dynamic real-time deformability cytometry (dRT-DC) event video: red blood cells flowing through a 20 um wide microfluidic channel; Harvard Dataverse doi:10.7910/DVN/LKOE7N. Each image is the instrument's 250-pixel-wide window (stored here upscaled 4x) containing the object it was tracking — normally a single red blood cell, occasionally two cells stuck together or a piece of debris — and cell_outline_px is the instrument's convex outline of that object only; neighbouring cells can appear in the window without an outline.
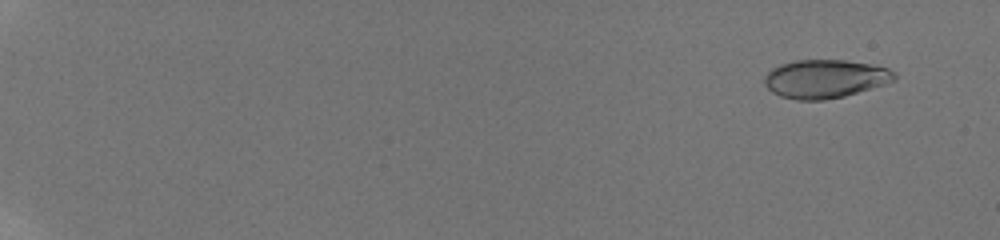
{"species": "human", "species_latin": "Homo sapiens", "temperature_condition": "room temperature", "stored_images_in_passage": 59, "camera_frame_rate_fps": 3000, "um_per_image_px": 0.085, "donor": {"sex": "male"}, "frame": {"image": 1, "passage_image": 5, "time_ms": 1.333, "image_size_px": [1000, 240], "cell_outline_px": [[896, 80], [844, 96], [824, 100], [796, 100], [780, 96], [772, 92], [764, 84], [764, 76], [772, 68], [780, 64], [796, 60], [844, 60], [868, 64], [888, 68], [896, 72]], "centroid_in_image_um": [70.1, 6.7], "position_along_channel_um": 14.9, "area_um2": 29.02}}
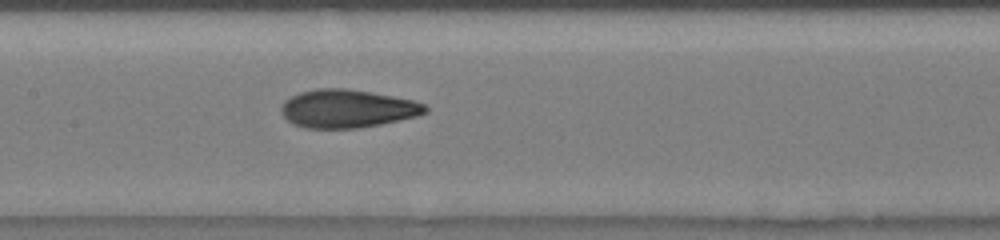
{"frame": {"image": 2, "passage_image": 34, "time_ms": 11.0, "image_size_px": [1000, 240], "cell_outline_px": [[428, 112], [420, 116], [360, 128], [304, 128], [292, 124], [280, 112], [280, 108], [284, 100], [300, 92], [316, 88], [344, 88], [392, 96], [412, 100], [424, 104], [428, 108]], "centroid_in_image_um": [29.51, 9.24], "position_along_channel_um": 177.9, "area_um2": 32.14}}
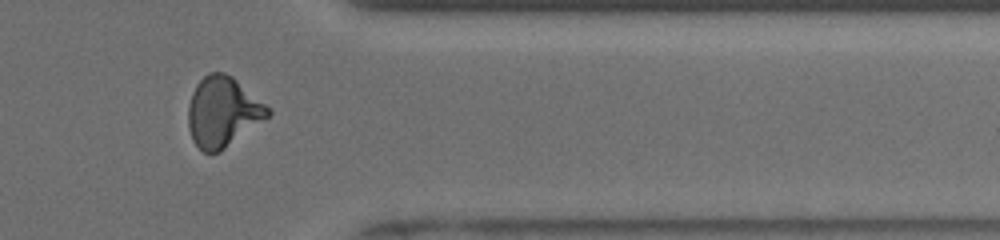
{"frame": {"image": 3, "passage_image": 51, "time_ms": 16.667, "image_size_px": [1000, 240], "cell_outline_px": [[272, 112], [268, 116], [220, 152], [204, 152], [192, 140], [188, 128], [188, 104], [192, 92], [196, 84], [208, 72], [224, 72], [232, 76], [264, 104]], "centroid_in_image_um": [18.88, 9.5], "position_along_channel_um": 392.5, "area_um2": 32.08}, "authors_computed_cell_mechanics": {"area_um2": 30.8074, "velocity_mm_per_s": 3.8705, "shape_relaxation_time_tau1_ms": 3.5301, "shape_relaxation_time_tau2_ms": 1.2538, "deformation_change_tau1": 0.1708, "deformation_change_tau2": 0.0669}}